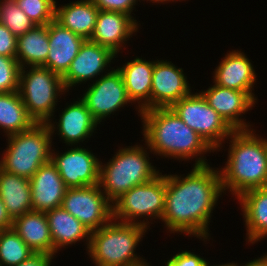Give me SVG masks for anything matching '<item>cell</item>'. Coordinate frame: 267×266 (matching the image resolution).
Here are the masks:
<instances>
[{
    "instance_id": "6da1fadb",
    "label": "cell",
    "mask_w": 267,
    "mask_h": 266,
    "mask_svg": "<svg viewBox=\"0 0 267 266\" xmlns=\"http://www.w3.org/2000/svg\"><path fill=\"white\" fill-rule=\"evenodd\" d=\"M222 193L224 195L219 169L210 164L193 166L186 176L166 174L161 218L164 227L170 234L184 233L190 238L210 241V220Z\"/></svg>"
},
{
    "instance_id": "7a4b0ae2",
    "label": "cell",
    "mask_w": 267,
    "mask_h": 266,
    "mask_svg": "<svg viewBox=\"0 0 267 266\" xmlns=\"http://www.w3.org/2000/svg\"><path fill=\"white\" fill-rule=\"evenodd\" d=\"M143 140L153 155L181 162L196 159L193 166L208 165L204 154L215 152L171 108H153L140 113Z\"/></svg>"
},
{
    "instance_id": "3957f363",
    "label": "cell",
    "mask_w": 267,
    "mask_h": 266,
    "mask_svg": "<svg viewBox=\"0 0 267 266\" xmlns=\"http://www.w3.org/2000/svg\"><path fill=\"white\" fill-rule=\"evenodd\" d=\"M227 140V161L218 168L223 192H231L236 200L248 190L267 186V139L252 128L234 130Z\"/></svg>"
},
{
    "instance_id": "277c9868",
    "label": "cell",
    "mask_w": 267,
    "mask_h": 266,
    "mask_svg": "<svg viewBox=\"0 0 267 266\" xmlns=\"http://www.w3.org/2000/svg\"><path fill=\"white\" fill-rule=\"evenodd\" d=\"M143 145L120 147L106 164L100 160L99 186L112 204L134 186L161 173L150 162L151 150Z\"/></svg>"
},
{
    "instance_id": "5b68a950",
    "label": "cell",
    "mask_w": 267,
    "mask_h": 266,
    "mask_svg": "<svg viewBox=\"0 0 267 266\" xmlns=\"http://www.w3.org/2000/svg\"><path fill=\"white\" fill-rule=\"evenodd\" d=\"M148 228L112 219L100 229L91 231L87 254L95 266H136L145 260L136 248ZM138 254V255H137Z\"/></svg>"
},
{
    "instance_id": "8992f818",
    "label": "cell",
    "mask_w": 267,
    "mask_h": 266,
    "mask_svg": "<svg viewBox=\"0 0 267 266\" xmlns=\"http://www.w3.org/2000/svg\"><path fill=\"white\" fill-rule=\"evenodd\" d=\"M7 137L0 159V168L5 172L30 179L51 161L53 139L46 123H35L26 131Z\"/></svg>"
},
{
    "instance_id": "52a82bcc",
    "label": "cell",
    "mask_w": 267,
    "mask_h": 266,
    "mask_svg": "<svg viewBox=\"0 0 267 266\" xmlns=\"http://www.w3.org/2000/svg\"><path fill=\"white\" fill-rule=\"evenodd\" d=\"M18 92L36 123L55 119L58 99L67 93L62 77L42 66L21 68Z\"/></svg>"
},
{
    "instance_id": "ba28073f",
    "label": "cell",
    "mask_w": 267,
    "mask_h": 266,
    "mask_svg": "<svg viewBox=\"0 0 267 266\" xmlns=\"http://www.w3.org/2000/svg\"><path fill=\"white\" fill-rule=\"evenodd\" d=\"M165 193L166 174L161 172L153 180L134 186L117 199L113 203V219L143 225L150 230V223L161 220L164 214Z\"/></svg>"
},
{
    "instance_id": "9c48e42d",
    "label": "cell",
    "mask_w": 267,
    "mask_h": 266,
    "mask_svg": "<svg viewBox=\"0 0 267 266\" xmlns=\"http://www.w3.org/2000/svg\"><path fill=\"white\" fill-rule=\"evenodd\" d=\"M179 118L197 132L214 150L220 151L234 131L227 122L209 106L201 92H191L170 107Z\"/></svg>"
},
{
    "instance_id": "30bf717a",
    "label": "cell",
    "mask_w": 267,
    "mask_h": 266,
    "mask_svg": "<svg viewBox=\"0 0 267 266\" xmlns=\"http://www.w3.org/2000/svg\"><path fill=\"white\" fill-rule=\"evenodd\" d=\"M61 207L85 225L90 232L113 219V204L99 184L67 188Z\"/></svg>"
},
{
    "instance_id": "8fae6325",
    "label": "cell",
    "mask_w": 267,
    "mask_h": 266,
    "mask_svg": "<svg viewBox=\"0 0 267 266\" xmlns=\"http://www.w3.org/2000/svg\"><path fill=\"white\" fill-rule=\"evenodd\" d=\"M90 86V87H89ZM80 99L86 104L93 118L101 124L107 117L128 104L130 101L121 73L116 68L101 75L84 91Z\"/></svg>"
},
{
    "instance_id": "7c38bea8",
    "label": "cell",
    "mask_w": 267,
    "mask_h": 266,
    "mask_svg": "<svg viewBox=\"0 0 267 266\" xmlns=\"http://www.w3.org/2000/svg\"><path fill=\"white\" fill-rule=\"evenodd\" d=\"M52 148L51 161L67 188L99 184L100 161L92 150L74 145L63 153H57Z\"/></svg>"
},
{
    "instance_id": "4fadbf2b",
    "label": "cell",
    "mask_w": 267,
    "mask_h": 266,
    "mask_svg": "<svg viewBox=\"0 0 267 266\" xmlns=\"http://www.w3.org/2000/svg\"><path fill=\"white\" fill-rule=\"evenodd\" d=\"M116 57L118 55L113 53L109 48L86 39L82 43L77 56L71 62L66 74L62 77L66 91L68 92L69 89L71 90L77 84L78 86L81 83L84 85L89 80L93 82L101 74L105 75L110 72L112 70L110 65ZM108 67H110L109 70L107 69Z\"/></svg>"
},
{
    "instance_id": "5bb4252c",
    "label": "cell",
    "mask_w": 267,
    "mask_h": 266,
    "mask_svg": "<svg viewBox=\"0 0 267 266\" xmlns=\"http://www.w3.org/2000/svg\"><path fill=\"white\" fill-rule=\"evenodd\" d=\"M210 86L207 90L200 91L209 106L217 111L233 130L252 129V124L242 117L255 107L257 97H253L249 92L229 89L217 84Z\"/></svg>"
},
{
    "instance_id": "9a60e30c",
    "label": "cell",
    "mask_w": 267,
    "mask_h": 266,
    "mask_svg": "<svg viewBox=\"0 0 267 266\" xmlns=\"http://www.w3.org/2000/svg\"><path fill=\"white\" fill-rule=\"evenodd\" d=\"M184 74V70L175 66L172 61L154 60L151 109L170 108L192 92L191 84Z\"/></svg>"
},
{
    "instance_id": "2e32d148",
    "label": "cell",
    "mask_w": 267,
    "mask_h": 266,
    "mask_svg": "<svg viewBox=\"0 0 267 266\" xmlns=\"http://www.w3.org/2000/svg\"><path fill=\"white\" fill-rule=\"evenodd\" d=\"M63 109L62 113L59 114L58 122H56L57 119L55 122L53 119L45 122L50 129L52 139L53 135L57 133L67 146L80 145V142L89 140L97 130L99 123L93 118L86 104L77 98V101H73L69 105L66 104ZM55 131L57 132L55 133Z\"/></svg>"
},
{
    "instance_id": "e0dca14e",
    "label": "cell",
    "mask_w": 267,
    "mask_h": 266,
    "mask_svg": "<svg viewBox=\"0 0 267 266\" xmlns=\"http://www.w3.org/2000/svg\"><path fill=\"white\" fill-rule=\"evenodd\" d=\"M141 24L136 17L121 12L99 10L96 25L90 39L103 47L109 48L116 55L126 49L129 39L136 35Z\"/></svg>"
},
{
    "instance_id": "ac0fdd59",
    "label": "cell",
    "mask_w": 267,
    "mask_h": 266,
    "mask_svg": "<svg viewBox=\"0 0 267 266\" xmlns=\"http://www.w3.org/2000/svg\"><path fill=\"white\" fill-rule=\"evenodd\" d=\"M242 50L228 51L213 71V83L229 89L249 92L256 97L254 85L257 73L251 60Z\"/></svg>"
},
{
    "instance_id": "d6986e66",
    "label": "cell",
    "mask_w": 267,
    "mask_h": 266,
    "mask_svg": "<svg viewBox=\"0 0 267 266\" xmlns=\"http://www.w3.org/2000/svg\"><path fill=\"white\" fill-rule=\"evenodd\" d=\"M29 180L33 211L61 207L67 187L52 161L43 164Z\"/></svg>"
},
{
    "instance_id": "ffe728a7",
    "label": "cell",
    "mask_w": 267,
    "mask_h": 266,
    "mask_svg": "<svg viewBox=\"0 0 267 266\" xmlns=\"http://www.w3.org/2000/svg\"><path fill=\"white\" fill-rule=\"evenodd\" d=\"M48 39L49 52L42 67L63 77L85 39L62 27L55 20L48 24Z\"/></svg>"
},
{
    "instance_id": "44dd1931",
    "label": "cell",
    "mask_w": 267,
    "mask_h": 266,
    "mask_svg": "<svg viewBox=\"0 0 267 266\" xmlns=\"http://www.w3.org/2000/svg\"><path fill=\"white\" fill-rule=\"evenodd\" d=\"M123 77L130 101L136 105L139 115L142 111L151 109V88L154 60L141 57L134 58L122 67H116Z\"/></svg>"
},
{
    "instance_id": "7402d4cb",
    "label": "cell",
    "mask_w": 267,
    "mask_h": 266,
    "mask_svg": "<svg viewBox=\"0 0 267 266\" xmlns=\"http://www.w3.org/2000/svg\"><path fill=\"white\" fill-rule=\"evenodd\" d=\"M250 245L267 237V186L242 193L238 198Z\"/></svg>"
},
{
    "instance_id": "603a6c76",
    "label": "cell",
    "mask_w": 267,
    "mask_h": 266,
    "mask_svg": "<svg viewBox=\"0 0 267 266\" xmlns=\"http://www.w3.org/2000/svg\"><path fill=\"white\" fill-rule=\"evenodd\" d=\"M53 242V256L75 243L85 241L88 249L90 230L62 207L45 212Z\"/></svg>"
},
{
    "instance_id": "cb8c5ba5",
    "label": "cell",
    "mask_w": 267,
    "mask_h": 266,
    "mask_svg": "<svg viewBox=\"0 0 267 266\" xmlns=\"http://www.w3.org/2000/svg\"><path fill=\"white\" fill-rule=\"evenodd\" d=\"M12 228L34 253L53 255L52 236L45 212H26L13 219Z\"/></svg>"
},
{
    "instance_id": "d4e9b609",
    "label": "cell",
    "mask_w": 267,
    "mask_h": 266,
    "mask_svg": "<svg viewBox=\"0 0 267 266\" xmlns=\"http://www.w3.org/2000/svg\"><path fill=\"white\" fill-rule=\"evenodd\" d=\"M99 9L91 0H77L55 5V21L73 33L90 39L93 34Z\"/></svg>"
},
{
    "instance_id": "484cf974",
    "label": "cell",
    "mask_w": 267,
    "mask_h": 266,
    "mask_svg": "<svg viewBox=\"0 0 267 266\" xmlns=\"http://www.w3.org/2000/svg\"><path fill=\"white\" fill-rule=\"evenodd\" d=\"M0 198L12 220L33 210L30 180L5 172L1 168Z\"/></svg>"
},
{
    "instance_id": "4316f807",
    "label": "cell",
    "mask_w": 267,
    "mask_h": 266,
    "mask_svg": "<svg viewBox=\"0 0 267 266\" xmlns=\"http://www.w3.org/2000/svg\"><path fill=\"white\" fill-rule=\"evenodd\" d=\"M49 52L48 25H35L17 37L16 60L21 68L43 66Z\"/></svg>"
},
{
    "instance_id": "83f0119b",
    "label": "cell",
    "mask_w": 267,
    "mask_h": 266,
    "mask_svg": "<svg viewBox=\"0 0 267 266\" xmlns=\"http://www.w3.org/2000/svg\"><path fill=\"white\" fill-rule=\"evenodd\" d=\"M35 123L18 91L0 94V130L6 137L26 131Z\"/></svg>"
},
{
    "instance_id": "f1b7e54d",
    "label": "cell",
    "mask_w": 267,
    "mask_h": 266,
    "mask_svg": "<svg viewBox=\"0 0 267 266\" xmlns=\"http://www.w3.org/2000/svg\"><path fill=\"white\" fill-rule=\"evenodd\" d=\"M34 252L13 230H0V266H16L27 260Z\"/></svg>"
},
{
    "instance_id": "f546056e",
    "label": "cell",
    "mask_w": 267,
    "mask_h": 266,
    "mask_svg": "<svg viewBox=\"0 0 267 266\" xmlns=\"http://www.w3.org/2000/svg\"><path fill=\"white\" fill-rule=\"evenodd\" d=\"M0 23L16 37L31 30L35 23L18 7L15 0H0Z\"/></svg>"
},
{
    "instance_id": "4dcf8cb0",
    "label": "cell",
    "mask_w": 267,
    "mask_h": 266,
    "mask_svg": "<svg viewBox=\"0 0 267 266\" xmlns=\"http://www.w3.org/2000/svg\"><path fill=\"white\" fill-rule=\"evenodd\" d=\"M18 7L35 23L48 25L55 20V0H15Z\"/></svg>"
},
{
    "instance_id": "1f68e13d",
    "label": "cell",
    "mask_w": 267,
    "mask_h": 266,
    "mask_svg": "<svg viewBox=\"0 0 267 266\" xmlns=\"http://www.w3.org/2000/svg\"><path fill=\"white\" fill-rule=\"evenodd\" d=\"M20 71L16 58L0 55V94L18 91Z\"/></svg>"
},
{
    "instance_id": "d6a6232c",
    "label": "cell",
    "mask_w": 267,
    "mask_h": 266,
    "mask_svg": "<svg viewBox=\"0 0 267 266\" xmlns=\"http://www.w3.org/2000/svg\"><path fill=\"white\" fill-rule=\"evenodd\" d=\"M99 10L121 12L130 17H134L132 14L135 6L140 0H91ZM137 3V4H136Z\"/></svg>"
},
{
    "instance_id": "836d02e7",
    "label": "cell",
    "mask_w": 267,
    "mask_h": 266,
    "mask_svg": "<svg viewBox=\"0 0 267 266\" xmlns=\"http://www.w3.org/2000/svg\"><path fill=\"white\" fill-rule=\"evenodd\" d=\"M208 260L190 251H181L171 256L165 266H205Z\"/></svg>"
},
{
    "instance_id": "e575fe53",
    "label": "cell",
    "mask_w": 267,
    "mask_h": 266,
    "mask_svg": "<svg viewBox=\"0 0 267 266\" xmlns=\"http://www.w3.org/2000/svg\"><path fill=\"white\" fill-rule=\"evenodd\" d=\"M17 37L0 23V55L16 58Z\"/></svg>"
},
{
    "instance_id": "d590c367",
    "label": "cell",
    "mask_w": 267,
    "mask_h": 266,
    "mask_svg": "<svg viewBox=\"0 0 267 266\" xmlns=\"http://www.w3.org/2000/svg\"><path fill=\"white\" fill-rule=\"evenodd\" d=\"M54 258L55 256L50 254L34 253L27 260L16 266H51L52 262H54L52 259Z\"/></svg>"
},
{
    "instance_id": "8d00e7d4",
    "label": "cell",
    "mask_w": 267,
    "mask_h": 266,
    "mask_svg": "<svg viewBox=\"0 0 267 266\" xmlns=\"http://www.w3.org/2000/svg\"><path fill=\"white\" fill-rule=\"evenodd\" d=\"M12 219L7 214L5 205L0 198V230L9 229L12 227Z\"/></svg>"
},
{
    "instance_id": "74e56055",
    "label": "cell",
    "mask_w": 267,
    "mask_h": 266,
    "mask_svg": "<svg viewBox=\"0 0 267 266\" xmlns=\"http://www.w3.org/2000/svg\"><path fill=\"white\" fill-rule=\"evenodd\" d=\"M240 266H267V252L261 257L249 260L245 265L240 264Z\"/></svg>"
},
{
    "instance_id": "f35d334b",
    "label": "cell",
    "mask_w": 267,
    "mask_h": 266,
    "mask_svg": "<svg viewBox=\"0 0 267 266\" xmlns=\"http://www.w3.org/2000/svg\"><path fill=\"white\" fill-rule=\"evenodd\" d=\"M205 266H240V265L237 262L235 263L232 261L231 263L228 262V263H224V264L222 263V264H218V265L217 264L216 265H214V264L210 265L209 262H207Z\"/></svg>"
},
{
    "instance_id": "ab89813d",
    "label": "cell",
    "mask_w": 267,
    "mask_h": 266,
    "mask_svg": "<svg viewBox=\"0 0 267 266\" xmlns=\"http://www.w3.org/2000/svg\"><path fill=\"white\" fill-rule=\"evenodd\" d=\"M178 1L181 2V1H185V0H159V3L165 4V3H169V2H178Z\"/></svg>"
},
{
    "instance_id": "60d3db41",
    "label": "cell",
    "mask_w": 267,
    "mask_h": 266,
    "mask_svg": "<svg viewBox=\"0 0 267 266\" xmlns=\"http://www.w3.org/2000/svg\"><path fill=\"white\" fill-rule=\"evenodd\" d=\"M136 266H151V265H150V262L148 263L147 261H145L144 263L136 265Z\"/></svg>"
},
{
    "instance_id": "b9f144b4",
    "label": "cell",
    "mask_w": 267,
    "mask_h": 266,
    "mask_svg": "<svg viewBox=\"0 0 267 266\" xmlns=\"http://www.w3.org/2000/svg\"><path fill=\"white\" fill-rule=\"evenodd\" d=\"M141 1H145V0H141ZM148 1L152 2L153 4L154 3H159V0H146V2H148Z\"/></svg>"
}]
</instances>
